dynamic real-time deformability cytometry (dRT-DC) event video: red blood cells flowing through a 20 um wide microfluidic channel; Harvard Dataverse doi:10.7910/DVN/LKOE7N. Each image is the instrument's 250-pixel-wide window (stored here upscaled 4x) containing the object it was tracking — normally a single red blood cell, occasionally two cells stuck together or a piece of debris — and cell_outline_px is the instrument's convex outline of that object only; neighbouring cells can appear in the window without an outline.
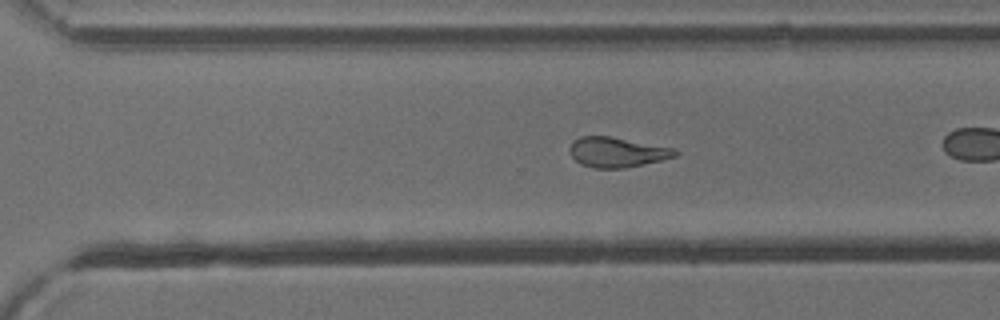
{"species": "common noctule bat (a hibernating species)", "species_latin": "Nyctalus noctula", "temperature_condition": "cold", "stored_images_in_passage": 35, "camera_frame_rate_fps": 3000, "um_per_image_px": 0.085, "animal": {"sex": "male", "body_mass_g": 13.3}, "frame": {"image": 1, "passage_image": 30, "time_ms": 9.667, "image_size_px": [1000, 320], "cell_outline_px": [[680, 152], [676, 156], [660, 160], [624, 168], [592, 168], [580, 164], [572, 156], [568, 148], [572, 140], [580, 136], [608, 136], [676, 148]], "centroid_in_image_um": [52.42, 12.93], "position_along_channel_um": 318.2, "area_um2": 18.5}}